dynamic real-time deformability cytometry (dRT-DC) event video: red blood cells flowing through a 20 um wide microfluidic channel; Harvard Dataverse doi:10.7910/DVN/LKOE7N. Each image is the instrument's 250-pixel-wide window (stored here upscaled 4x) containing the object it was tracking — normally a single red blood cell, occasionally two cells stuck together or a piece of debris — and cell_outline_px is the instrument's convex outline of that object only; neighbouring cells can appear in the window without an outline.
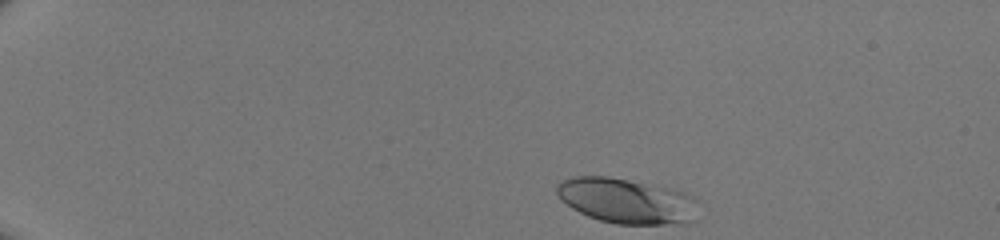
{"species": "human", "species_latin": "Homo sapiens", "temperature_condition": "room temperature", "stored_images_in_passage": 37, "camera_frame_rate_fps": 3000, "um_per_image_px": 0.085, "donor": {"sex": "male"}, "frame": {"image": 1, "passage_image": 1, "time_ms": 0.0, "image_size_px": [1000, 240], "cell_outline_px": [[696, 220], [680, 224], [616, 224], [600, 220], [588, 216], [572, 208], [560, 200], [556, 192], [556, 184], [560, 180], [576, 176], [608, 176], [672, 188], [684, 192], [692, 196], [696, 200]], "centroid_in_image_um": [53.25, 17.07], "position_along_channel_um": 31.7, "area_um2": 37.57}}
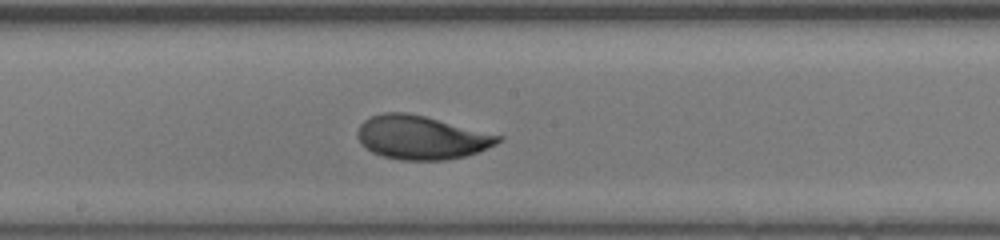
{"frame": {"image": 2, "passage_image": 21, "time_ms": 6.667, "image_size_px": [1000, 240], "cell_outline_px": [[504, 140], [496, 144], [476, 152], [464, 156], [444, 160], [400, 160], [384, 156], [372, 152], [356, 136], [356, 132], [360, 124], [364, 120], [372, 116], [384, 112], [408, 112], [504, 136]], "centroid_in_image_um": [35.82, 11.68], "position_along_channel_um": 212.4, "area_um2": 35.55}}
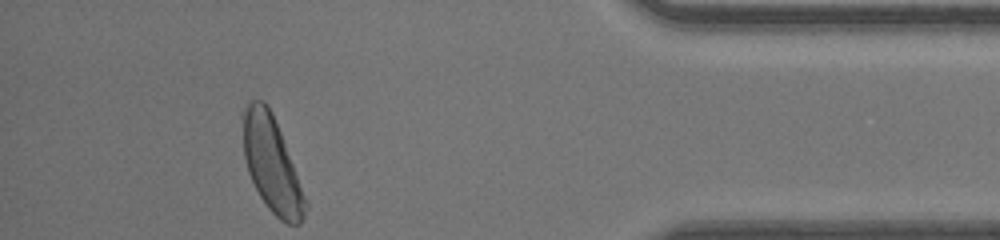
{"frame": {"image": 3, "passage_image": 37, "time_ms": 12.0, "image_size_px": [1000, 240], "cell_outline_px": [[308, 208], [300, 224], [288, 224], [280, 220], [268, 208], [260, 196], [248, 172], [244, 156], [240, 116], [240, 112], [252, 100], [264, 100], [268, 104], [272, 112], [280, 132], [308, 204]], "centroid_in_image_um": [23.06, 13.93], "position_along_channel_um": 412.1, "area_um2": 34.62}}